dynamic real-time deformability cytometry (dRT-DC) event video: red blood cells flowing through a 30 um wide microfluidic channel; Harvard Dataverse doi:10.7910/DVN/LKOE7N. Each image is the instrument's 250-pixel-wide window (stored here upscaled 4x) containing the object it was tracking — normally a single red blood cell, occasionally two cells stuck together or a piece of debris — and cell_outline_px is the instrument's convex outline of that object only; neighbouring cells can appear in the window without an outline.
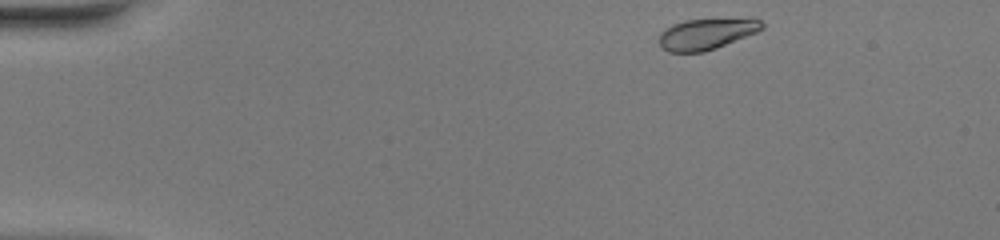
{"species": "common noctule bat (a hibernating species)", "species_latin": "Nyctalus noctula", "temperature_condition": "warm", "stored_images_in_passage": 44, "camera_frame_rate_fps": 3000, "um_per_image_px": 0.085, "animal": {"sex": "female", "body_mass_g": 20.0, "forearm_length_mm": 54.0}, "frame": {"image": 1, "passage_image": 1, "time_ms": 0.0, "image_size_px": [1000, 240], "cell_outline_px": [[764, 28], [756, 32], [716, 48], [704, 52], [668, 52], [660, 44], [660, 32], [664, 28], [672, 24], [684, 20], [752, 16], [760, 20], [764, 24]], "centroid_in_image_um": [60.11, 2.83], "position_along_channel_um": 24.9, "area_um2": 19.13}}
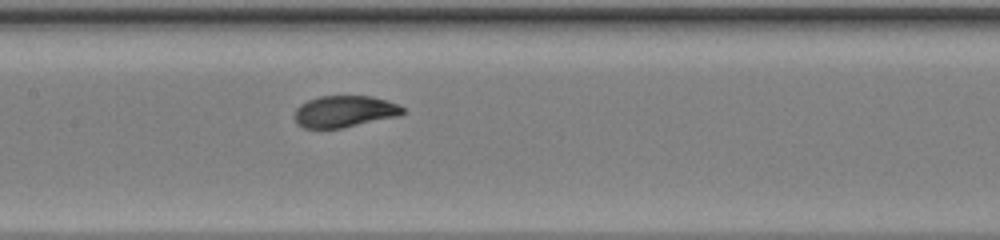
{"frame": {"image": 2, "passage_image": 19, "time_ms": 6.0, "image_size_px": [1000, 240], "cell_outline_px": [[404, 112], [400, 116], [340, 128], [304, 128], [296, 124], [292, 116], [296, 108], [300, 104], [308, 100], [320, 96], [372, 96], [388, 100], [404, 108]], "centroid_in_image_um": [29.24, 9.47], "position_along_channel_um": 178.2, "area_um2": 20.11}}
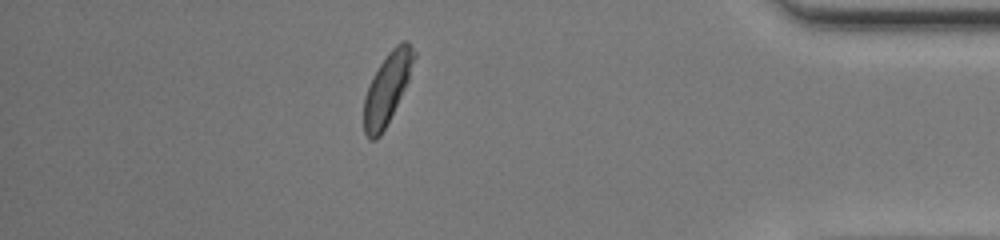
{"frame": {"image": 3, "passage_image": 38, "time_ms": 12.333, "image_size_px": [1000, 240], "cell_outline_px": [[416, 56], [408, 80], [380, 136], [376, 140], [368, 140], [364, 132], [364, 96], [368, 84], [372, 76], [388, 52], [400, 40], [408, 40], [416, 52]], "centroid_in_image_um": [32.9, 7.46], "position_along_channel_um": 402.3, "area_um2": 20.52}, "authors_computed_cell_mechanics": {"area_um2": 20.4612, "velocity_mm_per_s": 4.1034, "shape_relaxation_time_tau1_ms": 2.8172, "shape_relaxation_time_tau2_ms": null, "deformation_change_tau1": 0.1477, "deformation_change_tau2": null}}